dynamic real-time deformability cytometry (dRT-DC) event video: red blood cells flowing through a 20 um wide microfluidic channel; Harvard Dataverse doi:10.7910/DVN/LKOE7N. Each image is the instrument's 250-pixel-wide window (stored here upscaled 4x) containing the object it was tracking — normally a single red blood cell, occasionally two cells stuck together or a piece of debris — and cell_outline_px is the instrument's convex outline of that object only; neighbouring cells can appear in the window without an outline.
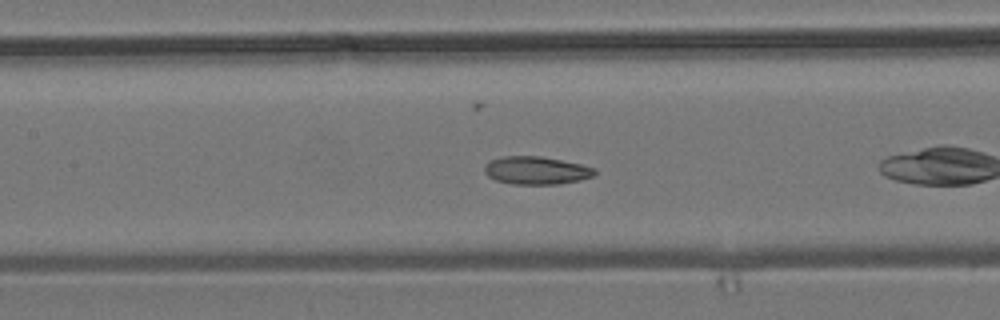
{"species": "common noctule bat (a hibernating species)", "species_latin": "Nyctalus noctula", "temperature_condition": "room temperature", "stored_images_in_passage": 15, "camera_frame_rate_fps": 3000, "um_per_image_px": 0.085, "animal": {"sex": "male", "body_mass_g": 19.2, "forearm_length_mm": 51.8}, "frame": {"image": 1, "passage_image": 7, "time_ms": 2.0, "image_size_px": [1000, 320], "cell_outline_px": [[596, 172], [592, 176], [580, 180], [560, 184], [512, 184], [496, 180], [488, 176], [484, 172], [484, 164], [492, 160], [504, 156], [540, 156], [580, 164], [596, 168]], "centroid_in_image_um": [45.57, 14.49], "position_along_channel_um": 161.8, "area_um2": 17.86}}
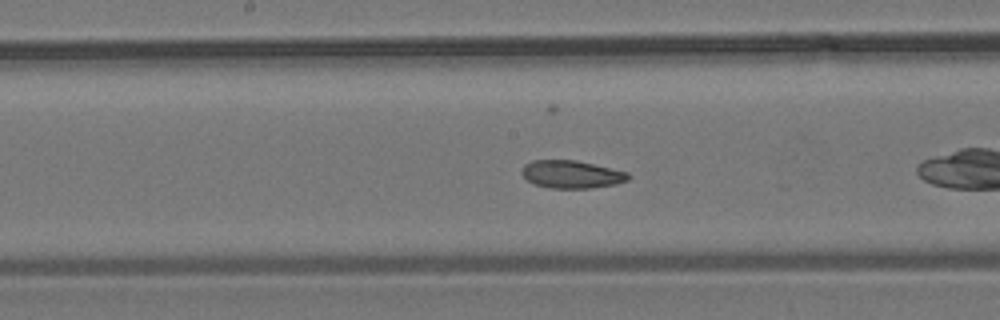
{"frame": {"image": 2, "passage_image": 10, "time_ms": 3.0, "image_size_px": [1000, 320], "cell_outline_px": [[632, 176], [628, 180], [616, 184], [592, 188], [552, 188], [532, 184], [520, 172], [524, 164], [532, 160], [576, 160], [628, 172]], "centroid_in_image_um": [48.58, 14.82], "position_along_channel_um": 199.6, "area_um2": 17.34}}